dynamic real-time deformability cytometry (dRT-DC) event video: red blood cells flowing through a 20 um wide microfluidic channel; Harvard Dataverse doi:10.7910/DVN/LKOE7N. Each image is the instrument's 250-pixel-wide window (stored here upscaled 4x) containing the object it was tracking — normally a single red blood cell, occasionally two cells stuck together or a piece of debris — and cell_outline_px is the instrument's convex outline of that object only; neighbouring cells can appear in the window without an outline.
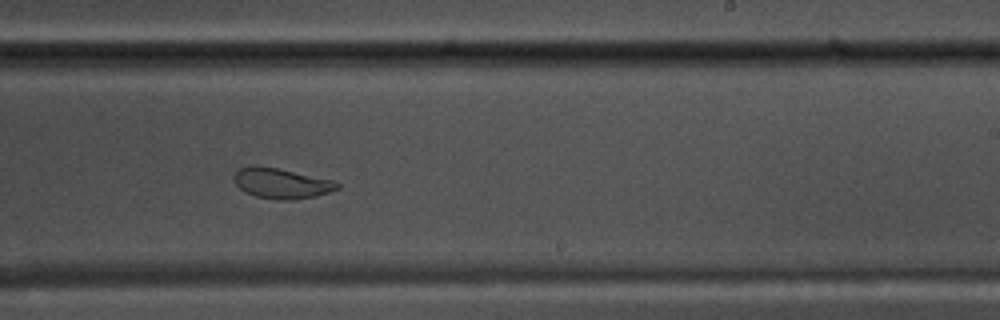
{"species": "common noctule bat (a hibernating species)", "species_latin": "Nyctalus noctula", "temperature_condition": "warm", "stored_images_in_passage": 40, "camera_frame_rate_fps": 3000, "um_per_image_px": 0.085, "animal": {"sex": "male", "body_mass_g": 17.5, "forearm_length_mm": 52.3}, "frame": {"image": 1, "passage_image": 18, "time_ms": 5.667, "image_size_px": [1000, 320], "cell_outline_px": [[340, 188], [316, 196], [292, 200], [276, 200], [256, 196], [244, 192], [236, 184], [232, 176], [240, 168], [276, 168], [332, 180], [340, 184]], "centroid_in_image_um": [23.95, 15.63], "position_along_channel_um": 265.1, "area_um2": 17.69}}
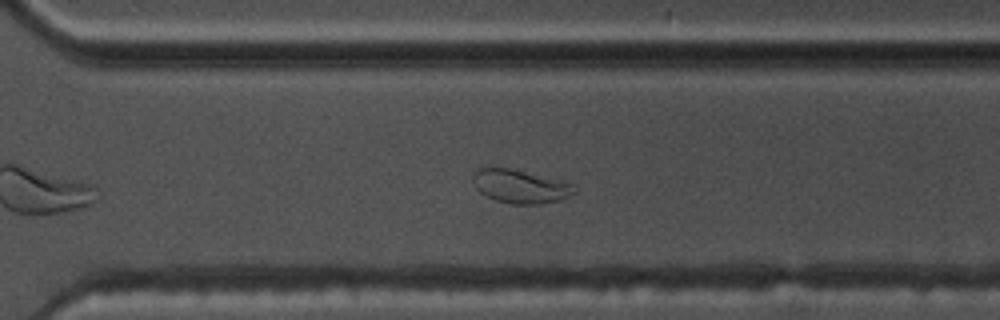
{"frame": {"image": 2, "passage_image": 23, "time_ms": 7.333, "image_size_px": [1000, 320], "cell_outline_px": [[580, 192], [560, 200], [540, 204], [512, 204], [496, 200], [480, 192], [476, 188], [472, 180], [472, 172], [480, 168], [508, 168], [572, 184]], "centroid_in_image_um": [44.22, 15.86], "position_along_channel_um": 326.4, "area_um2": 19.54}}